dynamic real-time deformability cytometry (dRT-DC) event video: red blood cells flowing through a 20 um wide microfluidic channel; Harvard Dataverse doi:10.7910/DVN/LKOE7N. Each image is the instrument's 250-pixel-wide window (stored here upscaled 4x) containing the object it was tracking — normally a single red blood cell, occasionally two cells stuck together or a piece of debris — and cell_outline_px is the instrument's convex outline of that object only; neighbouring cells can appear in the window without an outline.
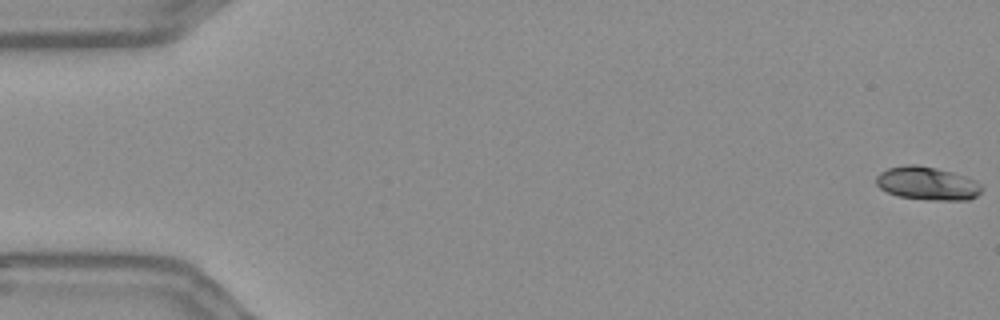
{"species": "Egyptian fruit bat (a non-hibernating species)", "species_latin": "Rousettus aegyptiacus", "temperature_condition": "warm", "stored_images_in_passage": 56, "camera_frame_rate_fps": 3000, "um_per_image_px": 0.085, "frame": {"image": 1, "passage_image": 1, "time_ms": 0.0, "image_size_px": [1000, 320], "cell_outline_px": [[984, 188], [976, 196], [968, 200], [928, 200], [896, 196], [880, 188], [876, 184], [876, 176], [880, 172], [888, 168], [908, 164], [916, 164], [936, 168], [952, 172], [976, 180]], "centroid_in_image_um": [78.82, 15.59], "position_along_channel_um": 6.2, "area_um2": 20.58}}
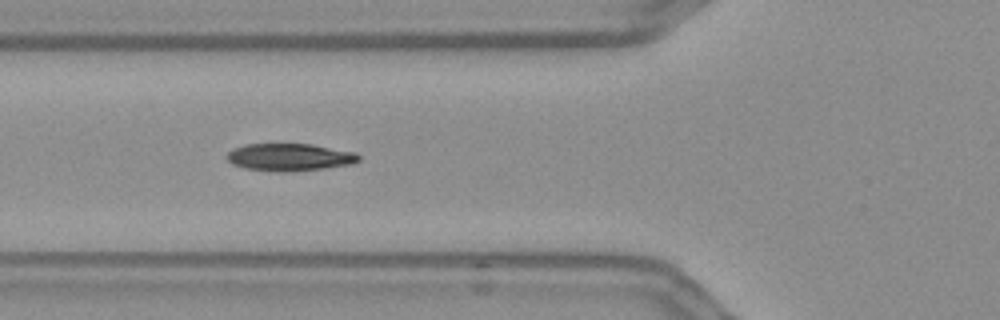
{"frame": {"image": 2, "passage_image": 21, "time_ms": 6.667, "image_size_px": [1000, 320], "cell_outline_px": [[360, 160], [352, 164], [324, 168], [288, 172], [276, 172], [244, 168], [232, 164], [224, 156], [232, 148], [244, 144], [312, 144], [356, 152], [360, 156]], "centroid_in_image_um": [24.59, 13.36], "position_along_channel_um": 101.2, "area_um2": 21.33}}
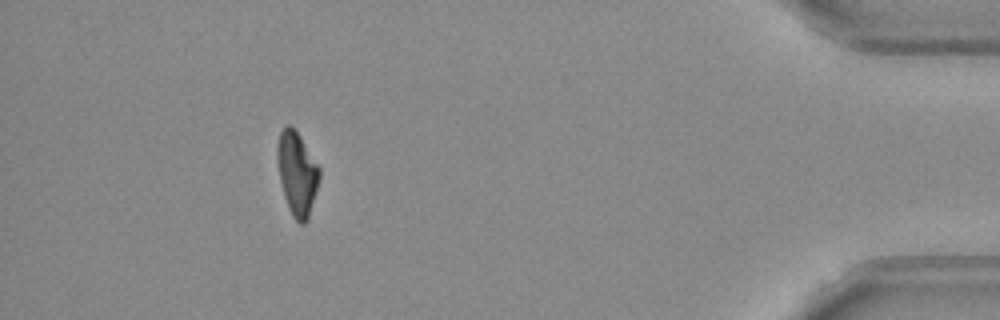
{"frame": {"image": 3, "passage_image": 51, "time_ms": 16.667, "image_size_px": [1000, 320], "cell_outline_px": [[320, 176], [308, 220], [304, 224], [300, 224], [292, 216], [288, 208], [284, 196], [280, 180], [276, 160], [276, 144], [280, 132], [284, 124], [288, 124], [300, 136], [320, 168]], "centroid_in_image_um": [25.22, 14.74], "position_along_channel_um": 410.0, "area_um2": 20.58}, "authors_computed_cell_mechanics": {"area_um2": 20.8947, "velocity_mm_per_s": 3.6699, "shape_relaxation_time_tau1_ms": 3.3826, "shape_relaxation_time_tau2_ms": 2.2061, "deformation_change_tau1": 0.1814, "deformation_change_tau2": 0.0797}}